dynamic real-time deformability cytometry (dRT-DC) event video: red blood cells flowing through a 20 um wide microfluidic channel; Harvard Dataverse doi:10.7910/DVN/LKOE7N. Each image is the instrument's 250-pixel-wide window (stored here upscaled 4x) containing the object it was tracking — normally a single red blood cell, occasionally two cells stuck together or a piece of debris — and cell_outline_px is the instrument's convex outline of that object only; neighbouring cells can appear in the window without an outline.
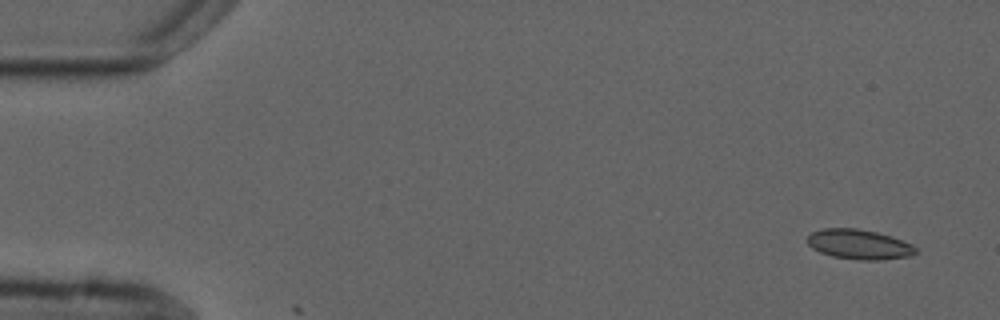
{"species": "common noctule bat (a hibernating species)", "species_latin": "Nyctalus noctula", "temperature_condition": "cold", "stored_images_in_passage": 9, "camera_frame_rate_fps": 3000, "um_per_image_px": 0.085, "animal": {"sex": "male", "forearm_length_mm": 52.5}, "frame": {"image": 1, "passage_image": 1, "time_ms": 0.0, "image_size_px": [1000, 320], "cell_outline_px": [[916, 252], [908, 256], [880, 260], [860, 260], [832, 256], [820, 252], [812, 248], [808, 244], [808, 236], [812, 232], [824, 228], [856, 228], [876, 232], [892, 236], [912, 244], [916, 248]], "centroid_in_image_um": [73.01, 20.77], "position_along_channel_um": 12.0, "area_um2": 18.73}}
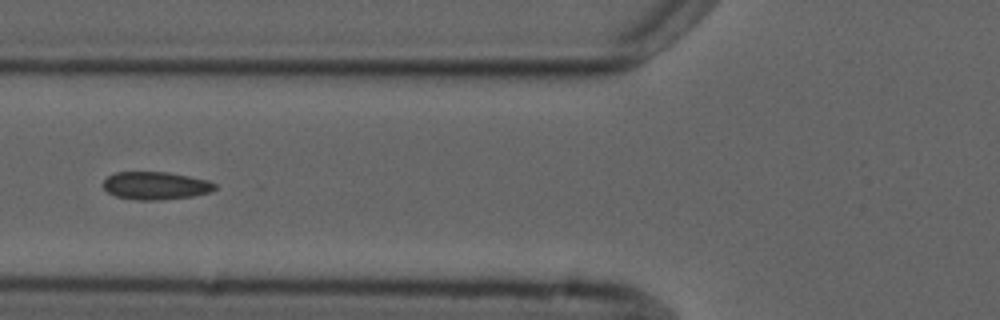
{"frame": {"image": 2, "passage_image": 6, "time_ms": 6.0, "image_size_px": [1000, 320], "cell_outline_px": [[216, 188], [212, 192], [192, 196], [164, 200], [136, 200], [116, 196], [108, 192], [104, 188], [104, 180], [108, 176], [116, 172], [168, 172], [208, 180], [216, 184]], "centroid_in_image_um": [13.25, 15.78], "position_along_channel_um": 112.5, "area_um2": 18.15}}
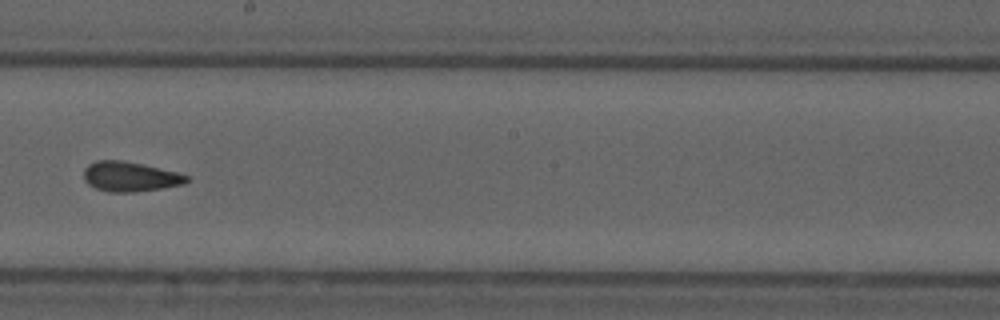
{"frame": {"image": 3, "passage_image": 9, "time_ms": 9.333, "image_size_px": [1000, 320], "cell_outline_px": [[188, 180], [184, 184], [160, 188], [132, 192], [108, 192], [96, 188], [88, 184], [84, 180], [84, 168], [88, 164], [96, 160], [120, 160], [140, 164], [176, 172], [188, 176]], "centroid_in_image_um": [11.0, 15.01], "position_along_channel_um": 237.2, "area_um2": 17.63}}